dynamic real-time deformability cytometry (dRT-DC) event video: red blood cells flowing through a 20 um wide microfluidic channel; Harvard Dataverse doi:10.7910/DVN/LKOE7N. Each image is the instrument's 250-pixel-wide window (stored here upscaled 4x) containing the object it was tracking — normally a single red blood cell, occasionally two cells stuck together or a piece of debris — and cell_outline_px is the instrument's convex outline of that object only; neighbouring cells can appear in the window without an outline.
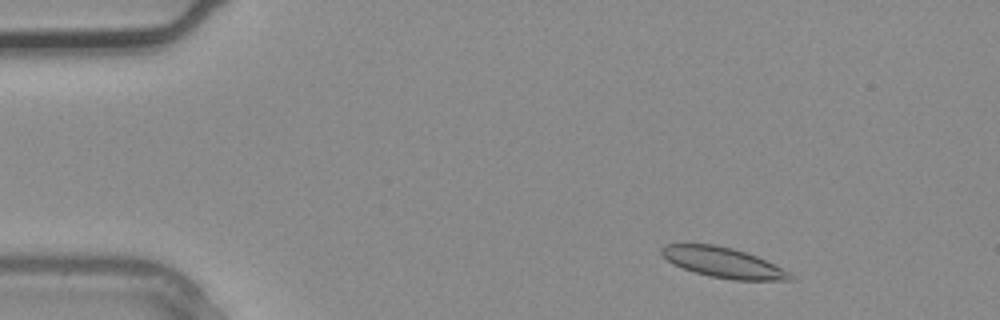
{"species": "common noctule bat (a hibernating species)", "species_latin": "Nyctalus noctula", "temperature_condition": "warm", "stored_images_in_passage": 2, "camera_frame_rate_fps": 3000, "um_per_image_px": 0.085, "animal": {"sex": "male", "body_mass_g": 20.4}, "frame": {"image": 1, "passage_image": 1, "time_ms": 0.0, "image_size_px": [1000, 320], "cell_outline_px": [[796, 280], [732, 280], [708, 276], [672, 264], [660, 252], [660, 248], [664, 244], [712, 244], [732, 248], [756, 256], [792, 272]], "centroid_in_image_um": [61.5, 22.32], "position_along_channel_um": 23.5, "area_um2": 22.66}}